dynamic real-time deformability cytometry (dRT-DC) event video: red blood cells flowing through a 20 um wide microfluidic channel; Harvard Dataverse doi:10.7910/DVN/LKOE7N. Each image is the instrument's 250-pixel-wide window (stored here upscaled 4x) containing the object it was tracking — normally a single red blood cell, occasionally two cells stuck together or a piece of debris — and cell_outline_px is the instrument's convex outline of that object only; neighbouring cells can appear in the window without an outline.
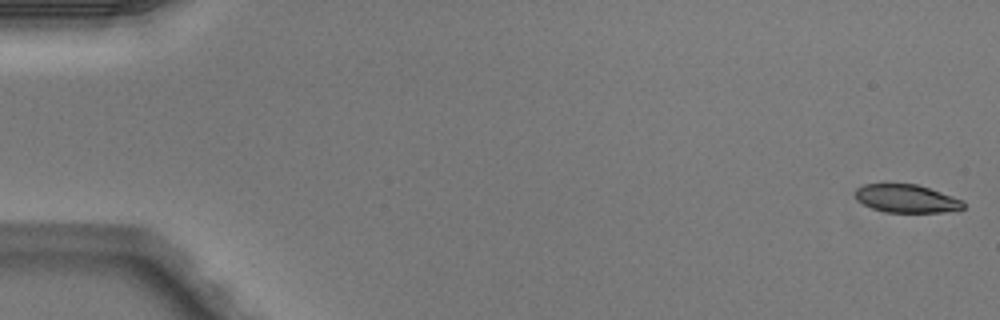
{"species": "Egyptian fruit bat (a non-hibernating species)", "species_latin": "Rousettus aegyptiacus", "temperature_condition": "warm", "stored_images_in_passage": 5, "camera_frame_rate_fps": 3000, "um_per_image_px": 0.085, "animal": {"sex": "male"}, "frame": {"image": 1, "passage_image": 1, "time_ms": 0.0, "image_size_px": [1000, 320], "cell_outline_px": [[964, 208], [940, 212], [884, 212], [872, 208], [856, 200], [856, 188], [864, 184], [884, 180], [916, 184], [964, 200]], "centroid_in_image_um": [76.97, 16.82], "position_along_channel_um": 8.0, "area_um2": 18.26}}
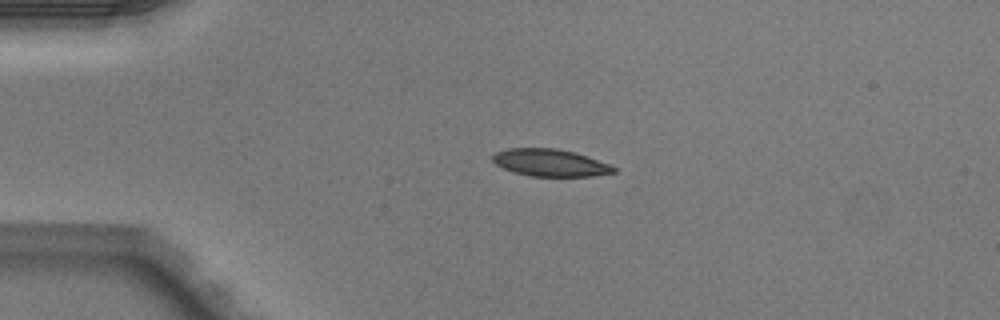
{"frame": {"image": 2, "passage_image": 4, "time_ms": 1.0, "image_size_px": [1000, 320], "cell_outline_px": [[616, 172], [592, 176], [532, 176], [516, 172], [504, 168], [496, 164], [492, 160], [492, 156], [496, 152], [508, 148], [556, 148], [572, 152], [612, 164], [616, 168]], "centroid_in_image_um": [46.79, 13.83], "position_along_channel_um": 38.2, "area_um2": 19.02}}